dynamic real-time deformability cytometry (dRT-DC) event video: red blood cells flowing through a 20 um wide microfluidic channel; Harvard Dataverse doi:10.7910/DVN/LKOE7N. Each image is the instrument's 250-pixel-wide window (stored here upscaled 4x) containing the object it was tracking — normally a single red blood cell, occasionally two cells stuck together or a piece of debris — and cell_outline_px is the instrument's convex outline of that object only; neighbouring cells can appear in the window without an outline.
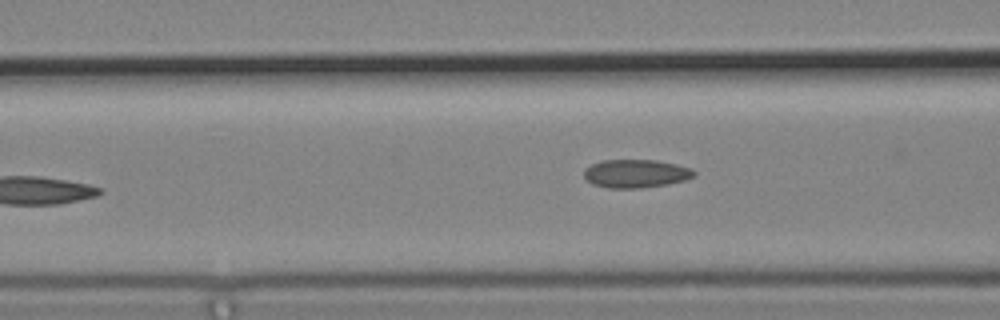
{"species": "common noctule bat (a hibernating species)", "species_latin": "Nyctalus noctula", "temperature_condition": "cold", "stored_images_in_passage": 3, "camera_frame_rate_fps": 3000, "um_per_image_px": 0.085, "animal": {"sex": "male", "body_mass_g": 19.2, "forearm_length_mm": 51.8}, "frame": {"image": 1, "passage_image": 3, "time_ms": 0.667, "image_size_px": [1000, 320], "cell_outline_px": [[696, 172], [692, 176], [684, 180], [668, 184], [640, 188], [608, 188], [592, 184], [584, 180], [584, 168], [600, 160], [656, 160], [676, 164], [692, 168]], "centroid_in_image_um": [54.0, 14.75], "position_along_channel_um": 112.6, "area_um2": 18.26}}